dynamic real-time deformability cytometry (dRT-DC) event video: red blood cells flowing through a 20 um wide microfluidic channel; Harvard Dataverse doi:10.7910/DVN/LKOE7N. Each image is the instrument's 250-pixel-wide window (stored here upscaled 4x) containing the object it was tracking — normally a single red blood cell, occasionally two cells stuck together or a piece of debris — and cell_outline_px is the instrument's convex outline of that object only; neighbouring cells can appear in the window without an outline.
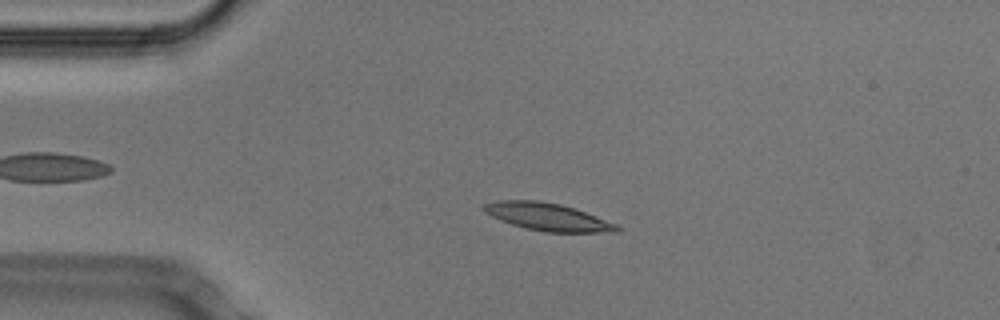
{"species": "Egyptian fruit bat (a non-hibernating species)", "species_latin": "Rousettus aegyptiacus", "temperature_condition": "cold", "stored_images_in_passage": 50, "camera_frame_rate_fps": 3000, "um_per_image_px": 0.085, "animal": {"sex": "male"}, "frame": {"image": 1, "passage_image": 9, "time_ms": 2.667, "image_size_px": [1000, 320], "cell_outline_px": [[620, 232], [544, 232], [512, 224], [500, 220], [484, 212], [480, 208], [484, 204], [500, 200], [536, 200], [560, 204], [584, 212], [616, 224], [620, 228]], "centroid_in_image_um": [46.51, 18.43], "position_along_channel_um": 38.5, "area_um2": 21.04}}
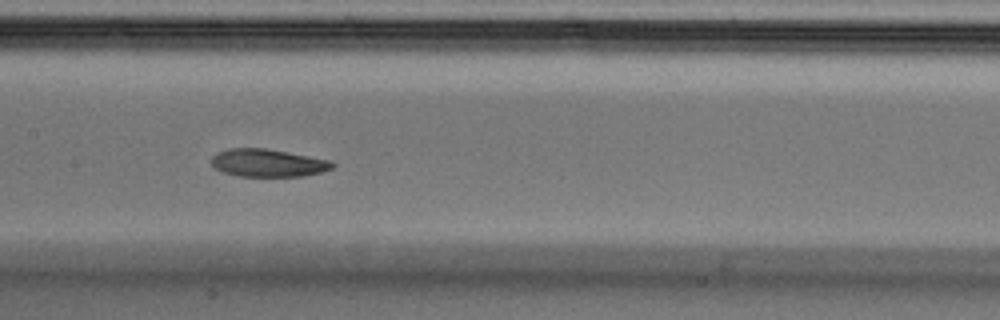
{"frame": {"image": 2, "passage_image": 23, "time_ms": 7.333, "image_size_px": [1000, 320], "cell_outline_px": [[336, 164], [332, 168], [320, 172], [304, 176], [240, 176], [224, 172], [216, 168], [212, 164], [212, 156], [216, 152], [228, 148], [264, 148], [332, 160]], "centroid_in_image_um": [22.78, 13.84], "position_along_channel_um": 184.6, "area_um2": 19.48}}
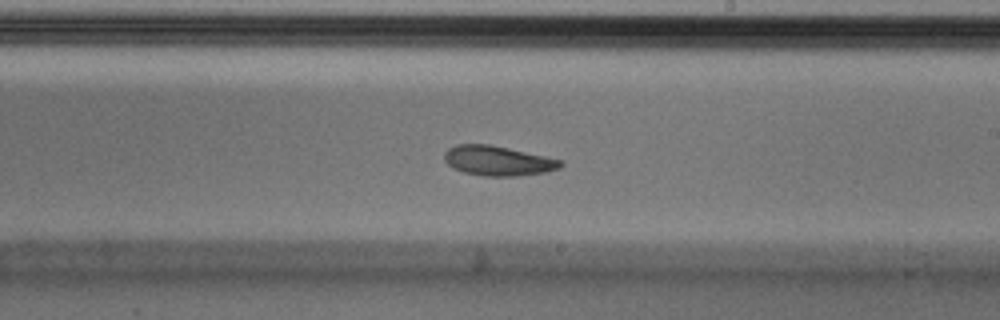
{"frame": {"image": 3, "passage_image": 28, "time_ms": 9.0, "image_size_px": [1000, 320], "cell_outline_px": [[564, 164], [560, 168], [548, 172], [516, 176], [484, 176], [464, 172], [452, 168], [444, 160], [444, 152], [448, 148], [456, 144], [488, 144], [508, 148], [564, 160]], "centroid_in_image_um": [42.34, 13.67], "position_along_channel_um": 246.7, "area_um2": 20.35}, "authors_computed_cell_mechanics": {"area_um2": 20.6346, "velocity_mm_per_s": 3.7343, "shape_relaxation_time_tau1_ms": 4.8495, "shape_relaxation_time_tau2_ms": 7.0269, "deformation_change_tau1": 0.1167, "deformation_change_tau2": 0.1435}}